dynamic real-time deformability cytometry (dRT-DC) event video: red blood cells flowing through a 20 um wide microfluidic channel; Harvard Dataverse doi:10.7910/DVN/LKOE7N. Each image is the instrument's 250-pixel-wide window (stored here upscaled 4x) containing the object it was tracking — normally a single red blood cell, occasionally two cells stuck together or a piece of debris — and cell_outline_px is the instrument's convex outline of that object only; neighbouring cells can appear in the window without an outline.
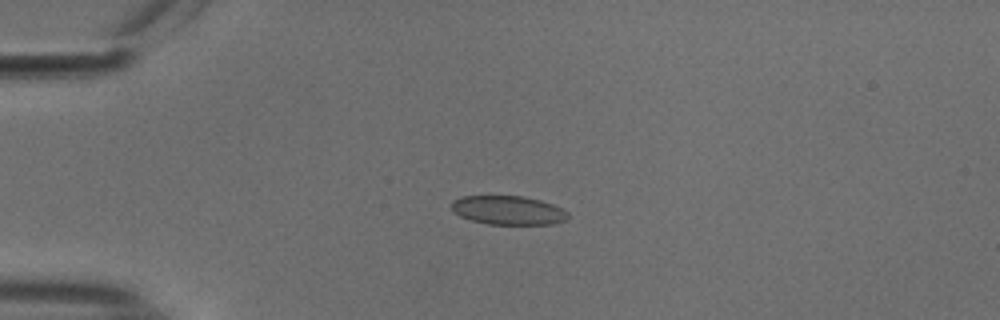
{"species": "common noctule bat (a hibernating species)", "species_latin": "Nyctalus noctula", "temperature_condition": "cold", "stored_images_in_passage": 53, "camera_frame_rate_fps": 3000, "um_per_image_px": 0.085, "animal": {"sex": "male", "body_mass_g": 18.8}, "frame": {"image": 1, "passage_image": 13, "time_ms": 4.0, "image_size_px": [1000, 320], "cell_outline_px": [[568, 216], [564, 220], [552, 224], [488, 224], [472, 220], [460, 216], [452, 212], [452, 200], [460, 196], [524, 196], [540, 200], [552, 204], [568, 212]], "centroid_in_image_um": [43.15, 17.86], "position_along_channel_um": 41.8, "area_um2": 19.54}}
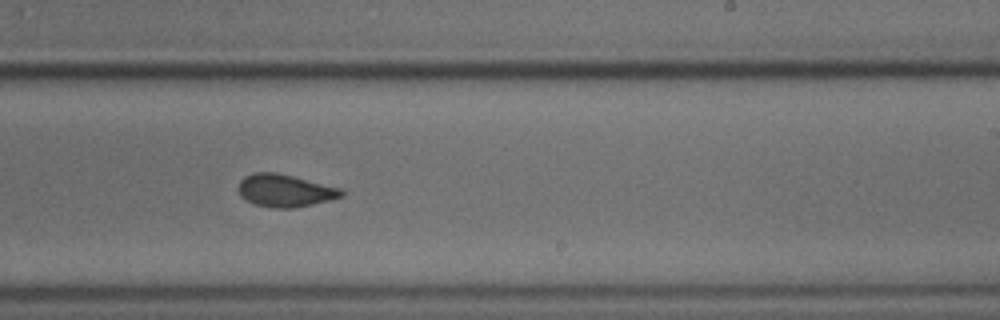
{"frame": {"image": 2, "passage_image": 33, "time_ms": 10.667, "image_size_px": [1000, 320], "cell_outline_px": [[344, 196], [312, 204], [292, 208], [272, 208], [256, 204], [240, 196], [236, 188], [240, 180], [244, 176], [252, 172], [276, 172], [340, 188], [344, 192]], "centroid_in_image_um": [24.17, 16.19], "position_along_channel_um": 264.8, "area_um2": 19.48}}
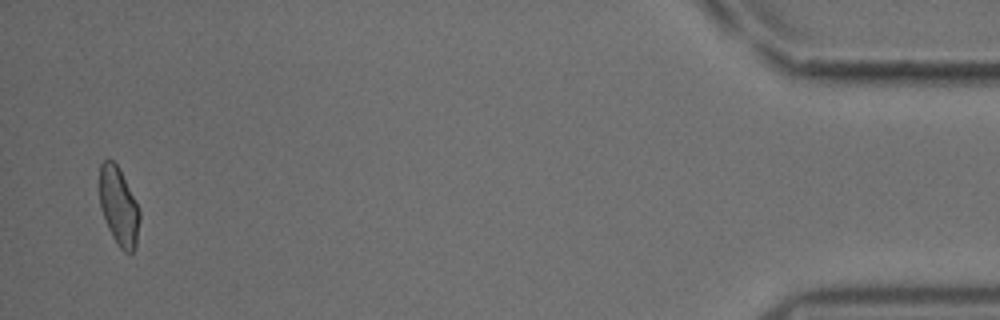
{"frame": {"image": 3, "passage_image": 52, "time_ms": 17.0, "image_size_px": [1000, 320], "cell_outline_px": [[140, 220], [136, 248], [132, 252], [124, 252], [120, 248], [112, 236], [104, 220], [100, 208], [100, 164], [108, 156], [120, 168], [140, 212]], "centroid_in_image_um": [10.09, 17.54], "position_along_channel_um": 425.1, "area_um2": 18.38}, "authors_computed_cell_mechanics": {"area_um2": 19.5364, "velocity_mm_per_s": 3.7757, "shape_relaxation_time_tau1_ms": 3.9962, "shape_relaxation_time_tau2_ms": 0.9236, "deformation_change_tau1": 0.1009, "deformation_change_tau2": 0.0537}}